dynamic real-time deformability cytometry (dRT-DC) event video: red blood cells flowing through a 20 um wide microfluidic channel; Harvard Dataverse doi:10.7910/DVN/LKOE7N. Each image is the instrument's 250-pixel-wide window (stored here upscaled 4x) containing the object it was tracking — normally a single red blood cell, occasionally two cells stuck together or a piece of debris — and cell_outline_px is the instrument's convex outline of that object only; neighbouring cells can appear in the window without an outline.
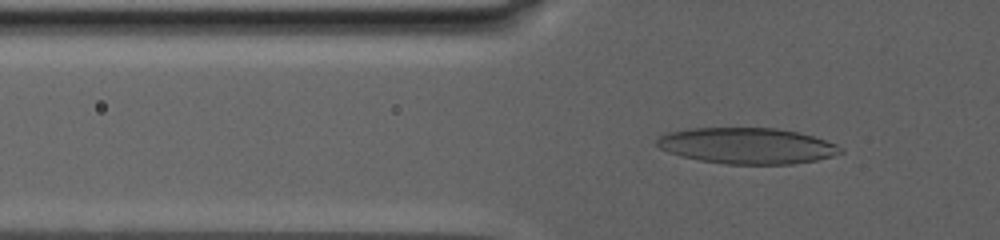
{"species": "human", "species_latin": "Homo sapiens", "temperature_condition": "warm", "stored_images_in_passage": 48, "camera_frame_rate_fps": 3000, "um_per_image_px": 0.085, "donor": {"sex": "male"}, "frame": {"image": 1, "passage_image": 13, "time_ms": 8.0, "image_size_px": [1000, 240], "cell_outline_px": [[844, 152], [832, 156], [816, 160], [792, 164], [724, 164], [700, 160], [680, 156], [668, 152], [660, 148], [656, 144], [656, 140], [660, 136], [668, 132], [688, 128], [776, 128], [796, 132], [812, 136], [836, 144]], "centroid_in_image_um": [63.46, 12.39], "position_along_channel_um": 62.3, "area_um2": 38.44}}
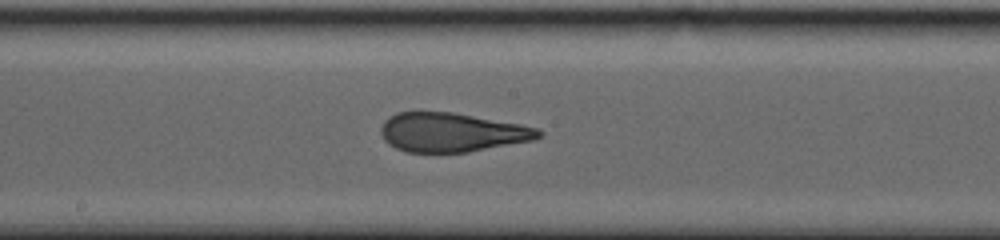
{"frame": {"image": 2, "passage_image": 28, "time_ms": 14.0, "image_size_px": [1000, 240], "cell_outline_px": [[544, 136], [532, 140], [468, 152], [404, 152], [388, 144], [384, 140], [380, 132], [380, 128], [384, 120], [388, 116], [396, 112], [420, 108], [452, 112], [520, 124], [536, 128], [544, 132]], "centroid_in_image_um": [38.32, 11.21], "position_along_channel_um": 209.9, "area_um2": 36.76}}
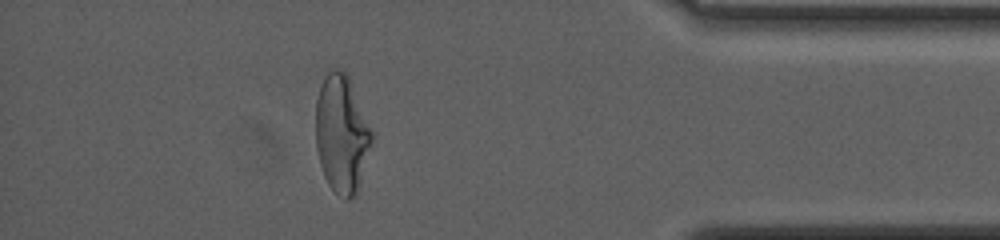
{"frame": {"image": 3, "passage_image": 44, "time_ms": 22.333, "image_size_px": [1000, 240], "cell_outline_px": [[372, 140], [356, 192], [348, 200], [344, 200], [328, 184], [324, 176], [320, 164], [316, 148], [316, 100], [320, 84], [324, 76], [332, 68], [340, 68], [348, 76], [372, 132]], "centroid_in_image_um": [29.0, 11.35], "position_along_channel_um": 406.2, "area_um2": 37.86}, "authors_computed_cell_mechanics": {"area_um2": 37.9168, "velocity_mm_per_s": 2.6899, "shape_relaxation_time_tau1_ms": null, "shape_relaxation_time_tau2_ms": 1.7162, "deformation_change_tau1": null, "deformation_change_tau2": 0.1073}}